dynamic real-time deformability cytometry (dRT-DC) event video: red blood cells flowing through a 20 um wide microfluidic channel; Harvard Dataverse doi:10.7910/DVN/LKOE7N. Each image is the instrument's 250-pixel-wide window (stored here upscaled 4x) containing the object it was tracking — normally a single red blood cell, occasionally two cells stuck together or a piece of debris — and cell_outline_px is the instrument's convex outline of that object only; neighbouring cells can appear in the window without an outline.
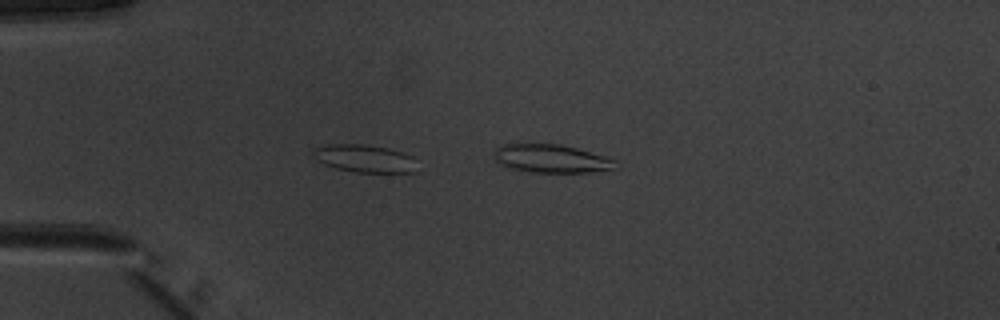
{"species": "common noctule bat (a hibernating species)", "species_latin": "Nyctalus noctula", "temperature_condition": "warm", "stored_images_in_passage": 13, "camera_frame_rate_fps": 3000, "um_per_image_px": 0.085, "animal": {"sex": "male", "body_mass_g": 20.1, "forearm_length_mm": 53.5}, "frame": {"image": 1, "passage_image": 13, "time_ms": 4.0, "image_size_px": [1000, 320], "cell_outline_px": [[616, 160], [612, 168], [588, 172], [532, 172], [512, 168], [500, 164], [496, 160], [492, 152], [496, 148], [504, 144], [560, 144], [576, 148], [604, 156]], "centroid_in_image_um": [46.79, 13.47], "position_along_channel_um": 38.2, "area_um2": 19.59}}